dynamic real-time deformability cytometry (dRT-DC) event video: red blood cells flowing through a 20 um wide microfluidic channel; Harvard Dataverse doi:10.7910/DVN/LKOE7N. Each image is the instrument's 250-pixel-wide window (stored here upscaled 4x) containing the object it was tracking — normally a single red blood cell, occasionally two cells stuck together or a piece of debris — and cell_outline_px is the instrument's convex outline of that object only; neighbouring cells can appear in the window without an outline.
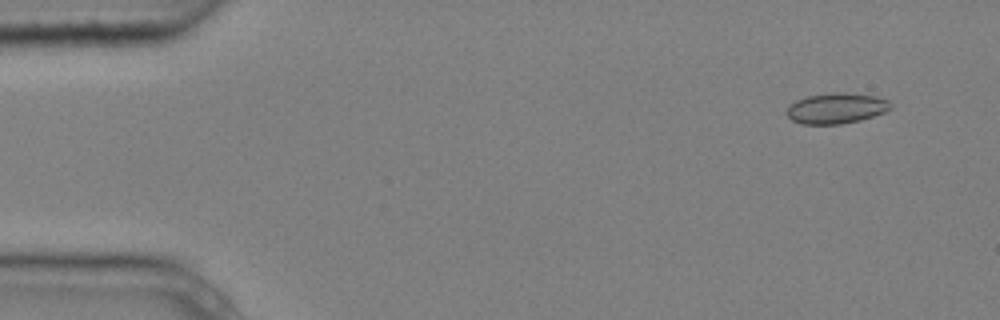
{"species": "common noctule bat (a hibernating species)", "species_latin": "Nyctalus noctula", "temperature_condition": "cold", "stored_images_in_passage": 9, "camera_frame_rate_fps": 3000, "um_per_image_px": 0.085, "animal": {"sex": "male", "body_mass_g": 20.4}, "frame": {"image": 1, "passage_image": 1, "time_ms": 0.0, "image_size_px": [1000, 320], "cell_outline_px": [[892, 108], [884, 112], [860, 120], [840, 124], [800, 124], [792, 120], [784, 112], [796, 100], [808, 96], [832, 92], [844, 92], [876, 96], [888, 100], [892, 104]], "centroid_in_image_um": [71.09, 9.2], "position_along_channel_um": 13.9, "area_um2": 18.55}}
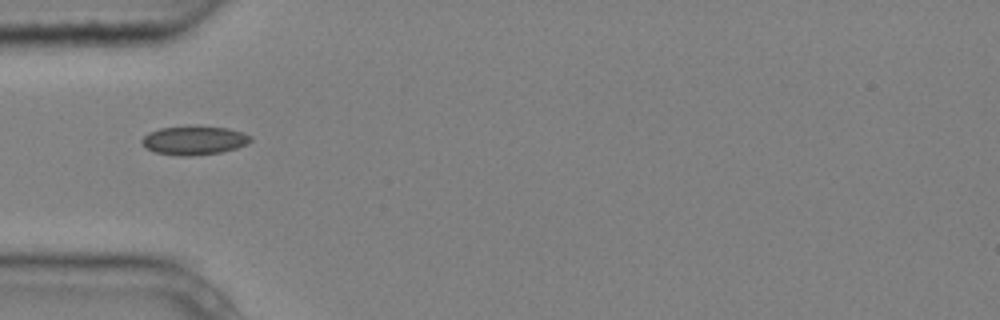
{"frame": {"image": 2, "passage_image": 4, "time_ms": 1.0, "image_size_px": [1000, 320], "cell_outline_px": [[252, 140], [248, 144], [236, 148], [220, 152], [192, 156], [180, 156], [156, 152], [144, 148], [140, 140], [148, 132], [160, 128], [196, 124], [228, 128], [244, 132], [252, 136]], "centroid_in_image_um": [16.51, 11.9], "position_along_channel_um": 68.5, "area_um2": 18.84}}
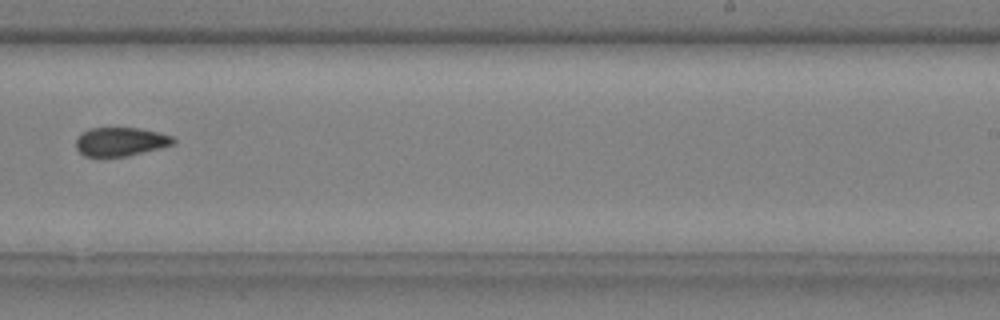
{"frame": {"image": 3, "passage_image": 9, "time_ms": 2.667, "image_size_px": [1000, 320], "cell_outline_px": [[176, 140], [172, 144], [160, 148], [128, 156], [104, 160], [100, 160], [84, 156], [76, 148], [76, 140], [80, 132], [88, 128], [140, 128], [160, 132], [172, 136]], "centroid_in_image_um": [10.18, 12.08], "position_along_channel_um": 278.8, "area_um2": 17.05}}